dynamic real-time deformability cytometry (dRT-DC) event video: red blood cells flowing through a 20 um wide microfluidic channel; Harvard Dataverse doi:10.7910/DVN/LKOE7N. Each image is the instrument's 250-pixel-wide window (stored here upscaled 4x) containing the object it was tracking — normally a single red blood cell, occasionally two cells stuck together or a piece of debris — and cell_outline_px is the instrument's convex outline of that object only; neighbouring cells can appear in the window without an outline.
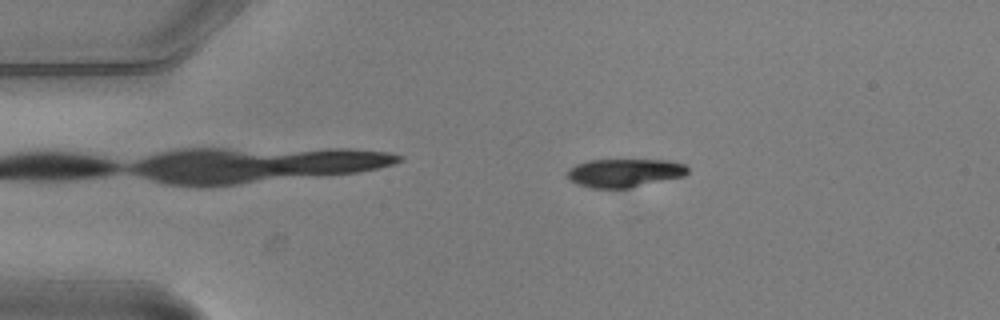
{"species": "common noctule bat (a hibernating species)", "species_latin": "Nyctalus noctula", "temperature_condition": "warm", "stored_images_in_passage": 2, "camera_frame_rate_fps": 3000, "um_per_image_px": 0.085, "animal": {"sex": "male", "body_mass_g": 20.5, "forearm_length_mm": 52.5}, "frame": {"image": 1, "passage_image": 1, "time_ms": 0.0, "image_size_px": [1000, 320], "cell_outline_px": [[688, 172], [684, 176], [628, 188], [592, 188], [576, 184], [568, 176], [568, 168], [576, 164], [588, 160], [668, 160], [684, 164], [688, 168]], "centroid_in_image_um": [53.08, 14.69], "position_along_channel_um": 31.9, "area_um2": 19.83}}